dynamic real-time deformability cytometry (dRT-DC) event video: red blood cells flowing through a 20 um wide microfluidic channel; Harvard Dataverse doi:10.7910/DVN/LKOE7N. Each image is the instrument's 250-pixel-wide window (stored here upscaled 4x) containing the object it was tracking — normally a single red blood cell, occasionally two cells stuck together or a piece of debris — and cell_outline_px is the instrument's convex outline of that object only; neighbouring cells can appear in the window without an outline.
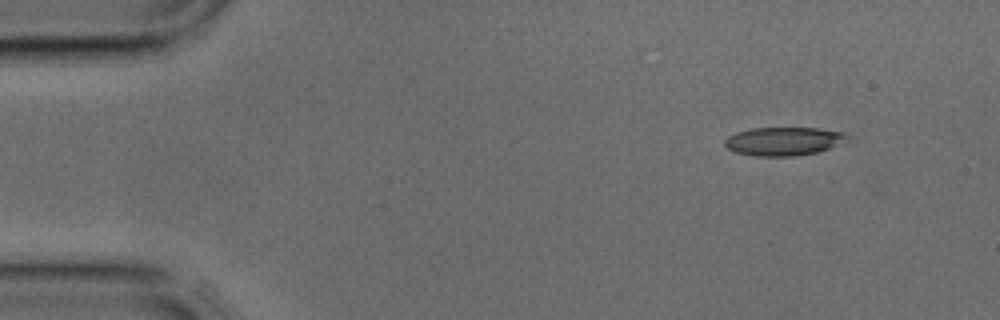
{"species": "common noctule bat (a hibernating species)", "species_latin": "Nyctalus noctula", "temperature_condition": "cold", "stored_images_in_passage": 4, "segment_of_instrument_passage": [1, 2], "camera_frame_rate_fps": 3000, "um_per_image_px": 0.085, "animal": {"sex": "male", "body_mass_g": 17.9, "forearm_length_mm": 54.2}, "frame": {"image": 1, "passage_image": 1, "time_ms": 0.0, "image_size_px": [1000, 320], "cell_outline_px": [[852, 136], [828, 148], [816, 152], [796, 156], [756, 156], [736, 152], [728, 148], [724, 144], [724, 140], [728, 136], [736, 132], [752, 128], [816, 128], [844, 132]], "centroid_in_image_um": [66.58, 12.0], "position_along_channel_um": 18.4, "area_um2": 20.11}}